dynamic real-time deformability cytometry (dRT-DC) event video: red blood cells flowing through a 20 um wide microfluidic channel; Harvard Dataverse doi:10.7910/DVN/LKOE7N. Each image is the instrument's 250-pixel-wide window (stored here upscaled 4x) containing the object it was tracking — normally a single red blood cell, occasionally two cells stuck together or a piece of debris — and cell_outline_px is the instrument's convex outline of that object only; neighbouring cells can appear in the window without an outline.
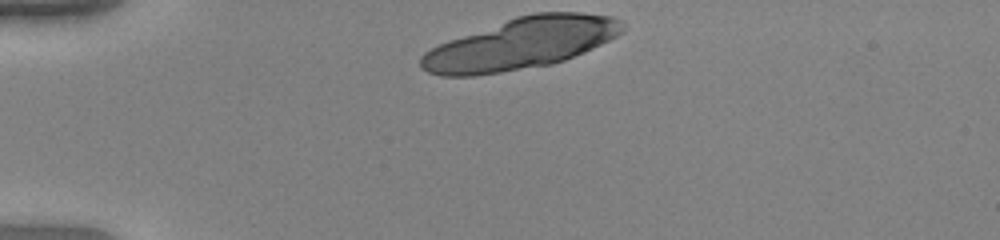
{"species": "human", "species_latin": "Homo sapiens", "temperature_condition": "warm", "stored_images_in_passage": 16, "camera_frame_rate_fps": 3000, "um_per_image_px": 0.085, "donor": {"sex": "female"}, "frame": {"image": 1, "passage_image": 1, "time_ms": 0.0, "image_size_px": [1000, 240], "cell_outline_px": [[624, 32], [584, 52], [564, 60], [552, 64], [500, 72], [472, 76], [440, 76], [428, 72], [420, 68], [420, 56], [424, 52], [448, 40], [516, 16], [536, 12], [580, 12], [612, 16], [620, 20], [624, 24]], "centroid_in_image_um": [44.27, 3.7], "position_along_channel_um": 40.7, "area_um2": 60.11}}